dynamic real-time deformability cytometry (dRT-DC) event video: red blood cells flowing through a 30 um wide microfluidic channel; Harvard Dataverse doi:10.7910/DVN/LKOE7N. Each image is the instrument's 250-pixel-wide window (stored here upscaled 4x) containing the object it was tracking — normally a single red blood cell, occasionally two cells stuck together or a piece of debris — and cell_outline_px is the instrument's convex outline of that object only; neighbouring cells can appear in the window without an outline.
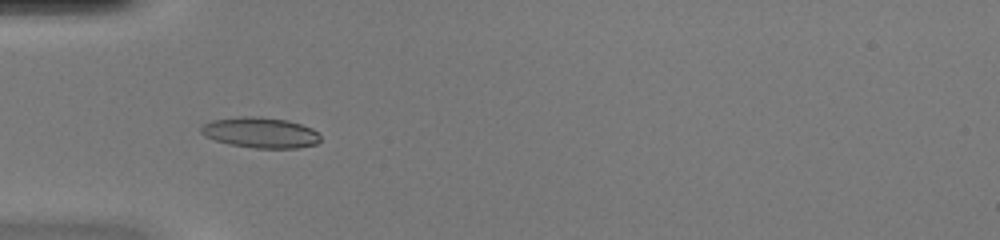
{"species": "common noctule bat (a hibernating species)", "species_latin": "Nyctalus noctula", "temperature_condition": "warm", "stored_images_in_passage": 34, "camera_frame_rate_fps": 3000, "um_per_image_px": 0.085, "animal": {"sex": "female", "body_mass_g": 20.0, "forearm_length_mm": 54.0}, "frame": {"image": 1, "passage_image": 1, "time_ms": 0.0, "image_size_px": [1000, 240], "cell_outline_px": [[320, 140], [316, 144], [296, 148], [256, 148], [232, 144], [216, 140], [204, 136], [200, 132], [200, 128], [204, 124], [212, 120], [240, 116], [260, 116], [288, 120], [312, 128], [320, 136]], "centroid_in_image_um": [22.13, 11.26], "position_along_channel_um": 62.9, "area_um2": 21.21}}
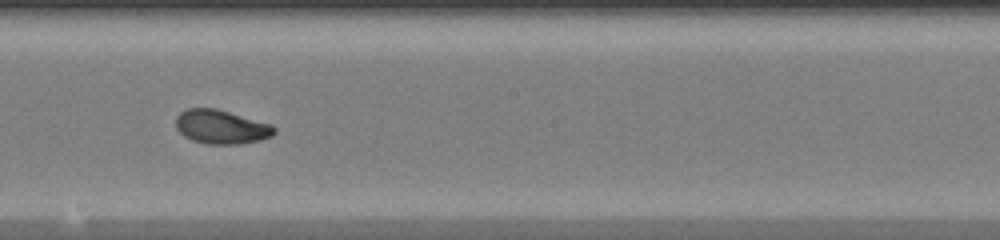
{"frame": {"image": 2, "passage_image": 13, "time_ms": 4.0, "image_size_px": [1000, 240], "cell_outline_px": [[276, 132], [272, 136], [260, 140], [240, 144], [208, 144], [192, 140], [184, 136], [176, 128], [176, 116], [180, 112], [188, 108], [216, 108], [272, 124], [276, 128]], "centroid_in_image_um": [18.82, 10.78], "position_along_channel_um": 229.4, "area_um2": 19.59}}
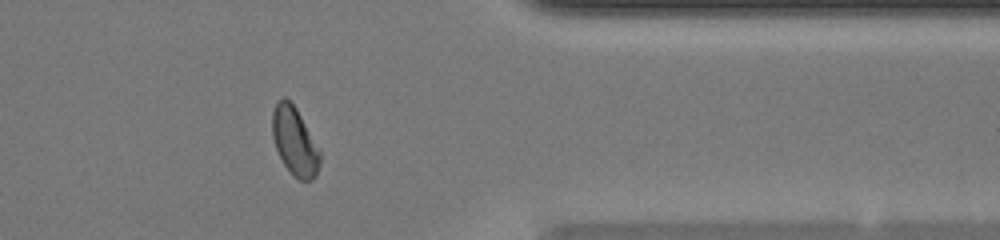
{"frame": {"image": 3, "passage_image": 25, "time_ms": 8.0, "image_size_px": [1000, 240], "cell_outline_px": [[320, 164], [316, 176], [312, 180], [300, 180], [284, 164], [276, 148], [272, 136], [272, 112], [276, 100], [284, 96], [296, 108], [320, 148]], "centroid_in_image_um": [25.05, 11.98], "position_along_channel_um": 386.3, "area_um2": 18.9}, "authors_computed_cell_mechanics": {"area_um2": 19.3919, "velocity_mm_per_s": 4.2397, "shape_relaxation_time_tau1_ms": 4.8513, "shape_relaxation_time_tau2_ms": 3.1739, "deformation_change_tau1": 0.19, "deformation_change_tau2": 0.0529}}